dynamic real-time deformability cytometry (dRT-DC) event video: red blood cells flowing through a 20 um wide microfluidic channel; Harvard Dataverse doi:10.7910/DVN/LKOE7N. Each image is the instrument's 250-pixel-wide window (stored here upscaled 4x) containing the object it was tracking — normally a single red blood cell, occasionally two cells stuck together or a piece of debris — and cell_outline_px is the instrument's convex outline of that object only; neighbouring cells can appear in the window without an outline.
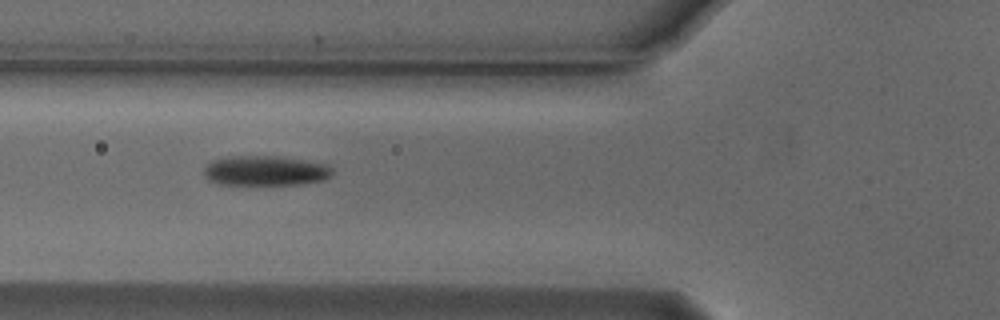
{"species": "Egyptian fruit bat (a non-hibernating species)", "species_latin": "Rousettus aegyptiacus", "temperature_condition": "cold", "stored_images_in_passage": 4, "camera_frame_rate_fps": 3000, "um_per_image_px": 0.085, "animal": {"sex": "male"}, "frame": {"image": 1, "passage_image": 4, "time_ms": 1.0, "image_size_px": [1000, 320], "cell_outline_px": [[332, 176], [324, 180], [300, 184], [220, 184], [208, 180], [204, 176], [204, 168], [212, 160], [228, 156], [280, 156], [328, 164], [332, 168]], "centroid_in_image_um": [22.57, 14.5], "position_along_channel_um": 103.2, "area_um2": 22.48}}